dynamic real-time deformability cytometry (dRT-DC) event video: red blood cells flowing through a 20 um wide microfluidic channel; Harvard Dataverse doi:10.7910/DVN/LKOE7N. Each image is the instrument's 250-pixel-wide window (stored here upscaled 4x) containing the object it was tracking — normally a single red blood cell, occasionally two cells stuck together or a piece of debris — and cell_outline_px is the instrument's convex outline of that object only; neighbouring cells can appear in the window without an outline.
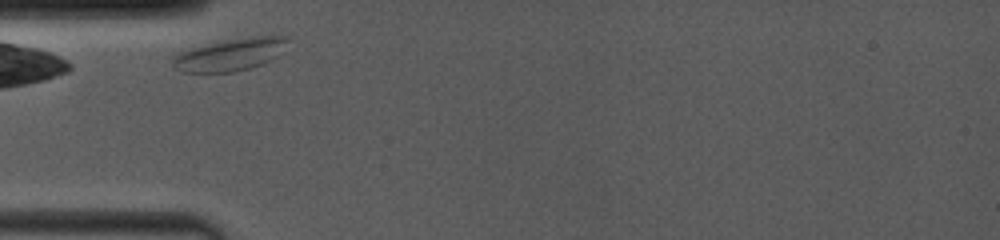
{"species": "common noctule bat (a hibernating species)", "species_latin": "Nyctalus noctula", "temperature_condition": "room temperature", "stored_images_in_passage": 21, "camera_frame_rate_fps": 4000, "um_per_image_px": 0.085, "animal": {"sex": "female", "body_mass_g": 19.0, "forearm_length_mm": 53.3}, "frame": {"image": 1, "passage_image": 1, "time_ms": 0.0, "image_size_px": [1000, 240], "cell_outline_px": [[288, 40], [284, 52], [280, 56], [272, 60], [248, 68], [232, 72], [180, 72], [172, 64], [172, 56], [180, 52], [192, 48], [208, 44], [248, 36], [288, 36]], "centroid_in_image_um": [19.61, 4.64], "position_along_channel_um": 65.4, "area_um2": 21.68}}
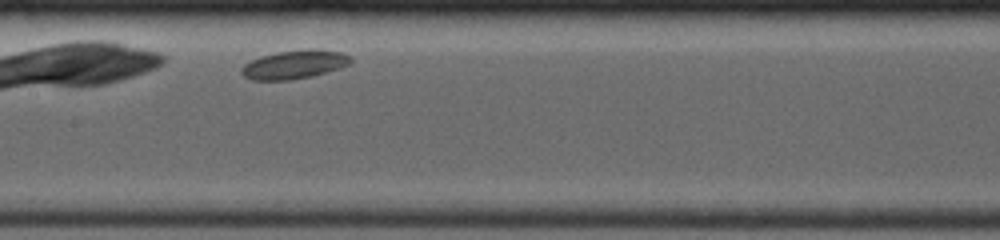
{"frame": {"image": 2, "passage_image": 6, "time_ms": 3.25, "image_size_px": [1000, 240], "cell_outline_px": [[352, 64], [340, 68], [312, 76], [288, 80], [252, 80], [244, 76], [240, 72], [240, 68], [244, 64], [260, 56], [276, 52], [308, 48], [312, 48], [344, 52], [352, 56]], "centroid_in_image_um": [25.06, 5.46], "position_along_channel_um": 182.3, "area_um2": 18.55}}
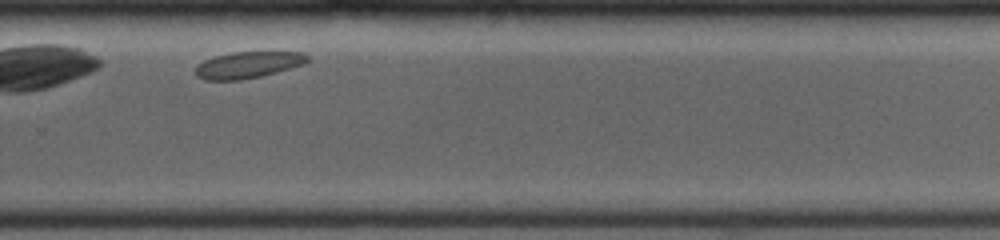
{"frame": {"image": 3, "passage_image": 15, "time_ms": 6.75, "image_size_px": [1000, 240], "cell_outline_px": [[312, 60], [304, 64], [276, 72], [260, 76], [240, 80], [204, 80], [196, 76], [196, 68], [204, 60], [216, 56], [232, 52], [304, 52]], "centroid_in_image_um": [21.12, 5.51], "position_along_channel_um": 308.7, "area_um2": 17.22}}